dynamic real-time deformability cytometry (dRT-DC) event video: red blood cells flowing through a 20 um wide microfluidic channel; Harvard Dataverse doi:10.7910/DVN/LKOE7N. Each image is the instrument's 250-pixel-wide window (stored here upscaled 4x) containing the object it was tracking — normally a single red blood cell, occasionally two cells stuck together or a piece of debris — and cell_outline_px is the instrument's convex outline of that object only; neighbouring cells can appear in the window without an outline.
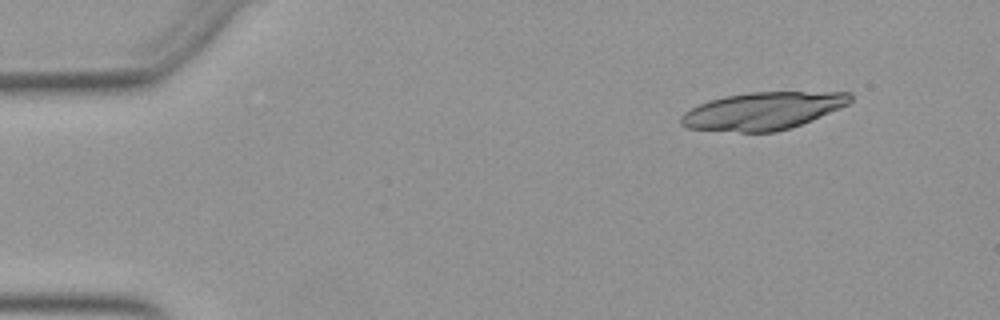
{"species": "Egyptian fruit bat (a non-hibernating species)", "species_latin": "Rousettus aegyptiacus", "temperature_condition": "warm", "stored_images_in_passage": 48, "camera_frame_rate_fps": 3000, "um_per_image_px": 0.085, "animal": {"sex": "female"}, "frame": {"image": 1, "passage_image": 2, "time_ms": 0.333, "image_size_px": [1000, 320], "cell_outline_px": [[852, 100], [848, 104], [840, 108], [812, 120], [776, 132], [740, 132], [688, 128], [680, 124], [680, 116], [684, 112], [708, 100], [724, 96], [748, 92], [852, 92]], "centroid_in_image_um": [64.84, 9.42], "position_along_channel_um": 20.2, "area_um2": 36.93}}